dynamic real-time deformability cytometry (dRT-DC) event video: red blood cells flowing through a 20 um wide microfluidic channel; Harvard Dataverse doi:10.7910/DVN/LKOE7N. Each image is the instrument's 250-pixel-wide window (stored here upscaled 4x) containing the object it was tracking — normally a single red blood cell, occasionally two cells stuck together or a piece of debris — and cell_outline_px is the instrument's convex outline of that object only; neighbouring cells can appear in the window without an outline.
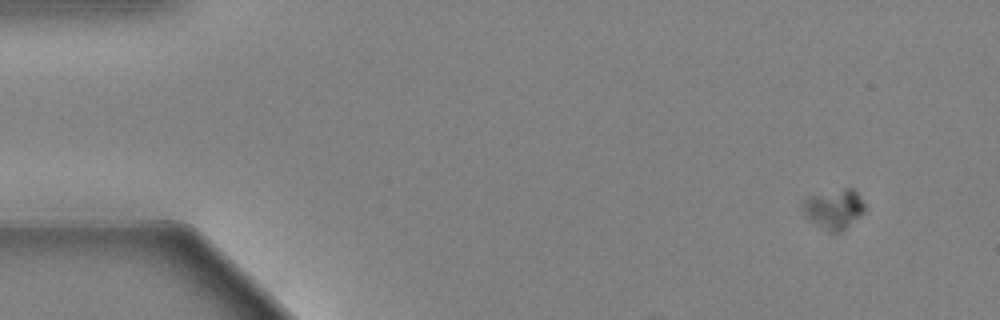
{"species": "Egyptian fruit bat (a non-hibernating species)", "species_latin": "Rousettus aegyptiacus", "temperature_condition": "warm", "stored_images_in_passage": 12, "camera_frame_rate_fps": 3000, "um_per_image_px": 0.085, "animal": {"sex": "female"}, "frame": {"image": 1, "passage_image": 1, "time_ms": 0.0, "image_size_px": [1000, 320], "cell_outline_px": [[864, 212], [860, 216], [840, 232], [832, 232], [812, 220], [804, 212], [804, 200], [808, 196], [844, 188], [852, 188], [856, 192], [864, 204]], "centroid_in_image_um": [70.93, 17.73], "position_along_channel_um": 14.1, "area_um2": 13.64}}